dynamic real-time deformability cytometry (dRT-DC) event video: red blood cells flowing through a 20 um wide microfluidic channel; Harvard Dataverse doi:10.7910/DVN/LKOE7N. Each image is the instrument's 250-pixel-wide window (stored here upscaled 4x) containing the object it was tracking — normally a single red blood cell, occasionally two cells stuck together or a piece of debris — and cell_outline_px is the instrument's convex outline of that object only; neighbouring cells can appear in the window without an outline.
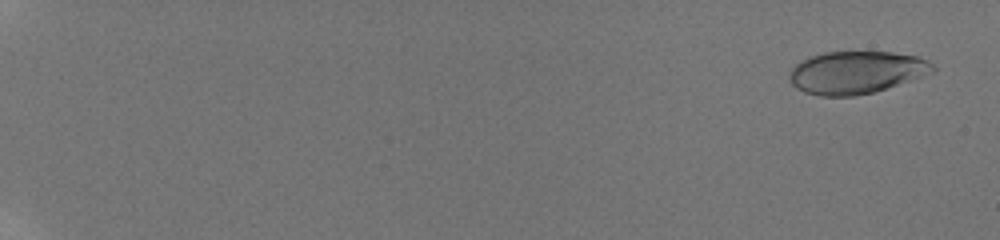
{"species": "human", "species_latin": "Homo sapiens", "temperature_condition": "room temperature", "stored_images_in_passage": 55, "camera_frame_rate_fps": 3000, "um_per_image_px": 0.085, "donor": {"sex": "male"}, "frame": {"image": 1, "passage_image": 3, "time_ms": 0.667, "image_size_px": [1000, 240], "cell_outline_px": [[936, 72], [876, 92], [856, 96], [820, 96], [804, 92], [796, 88], [788, 80], [788, 76], [792, 68], [796, 64], [808, 56], [824, 52], [892, 52], [916, 56], [928, 60], [936, 68]], "centroid_in_image_um": [72.79, 6.16], "position_along_channel_um": 12.2, "area_um2": 35.95}}
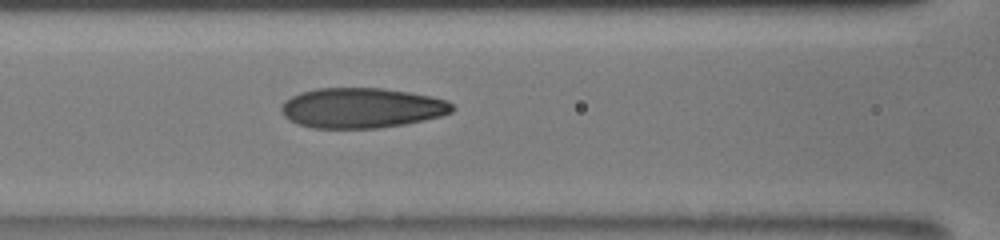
{"frame": {"image": 2, "passage_image": 27, "time_ms": 9.667, "image_size_px": [1000, 240], "cell_outline_px": [[456, 108], [452, 112], [440, 116], [424, 120], [404, 124], [376, 128], [312, 128], [296, 124], [288, 120], [284, 116], [280, 108], [284, 100], [300, 92], [316, 88], [384, 88], [432, 96], [448, 100]], "centroid_in_image_um": [30.72, 9.17], "position_along_channel_um": 135.9, "area_um2": 40.29}}
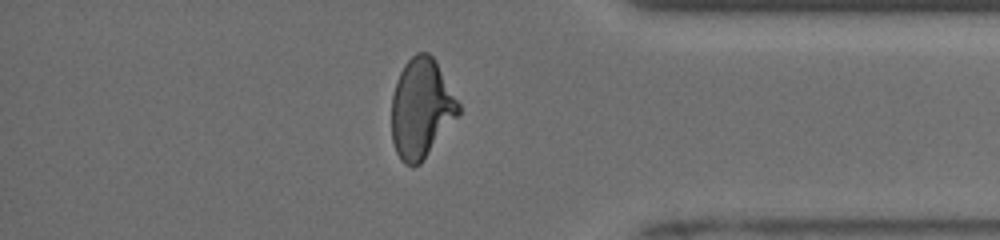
{"frame": {"image": 3, "passage_image": 49, "time_ms": 16.667, "image_size_px": [1000, 240], "cell_outline_px": [[460, 116], [420, 164], [412, 168], [404, 164], [400, 160], [396, 152], [392, 140], [392, 96], [400, 72], [404, 64], [416, 52], [428, 52], [432, 56], [460, 104]], "centroid_in_image_um": [35.81, 9.27], "position_along_channel_um": 399.4, "area_um2": 38.96}, "authors_computed_cell_mechanics": {"area_um2": 38.6682, "velocity_mm_per_s": 3.9285, "shape_relaxation_time_tau1_ms": 5.2175, "shape_relaxation_time_tau2_ms": 0.9247, "deformation_change_tau1": 0.2157, "deformation_change_tau2": 0.0748}}